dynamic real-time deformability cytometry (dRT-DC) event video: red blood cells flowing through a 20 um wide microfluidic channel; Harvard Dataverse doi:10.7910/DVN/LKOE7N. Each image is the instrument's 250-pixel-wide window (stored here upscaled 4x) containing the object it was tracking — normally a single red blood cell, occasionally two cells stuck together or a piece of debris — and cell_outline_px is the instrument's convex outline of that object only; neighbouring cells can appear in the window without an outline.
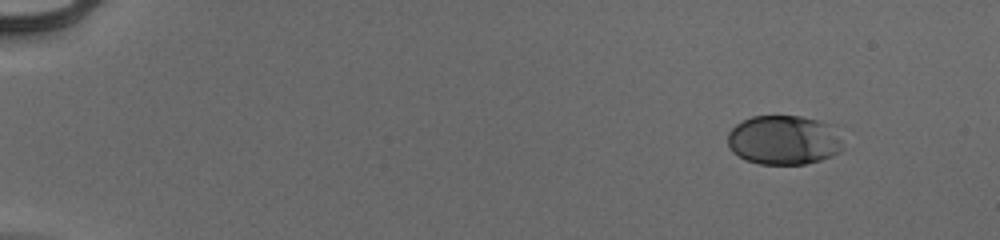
{"species": "human", "species_latin": "Homo sapiens", "temperature_condition": "cold", "stored_images_in_passage": 50, "camera_frame_rate_fps": 3000, "um_per_image_px": 0.085, "donor": {"sex": "male"}, "frame": {"image": 1, "passage_image": 1, "time_ms": 0.0, "image_size_px": [1000, 240], "cell_outline_px": [[844, 148], [832, 156], [820, 160], [804, 164], [760, 164], [748, 160], [732, 152], [728, 144], [728, 132], [736, 124], [752, 116], [800, 116], [816, 120], [828, 124], [840, 140]], "centroid_in_image_um": [66.59, 11.91], "position_along_channel_um": 18.4, "area_um2": 32.77}}
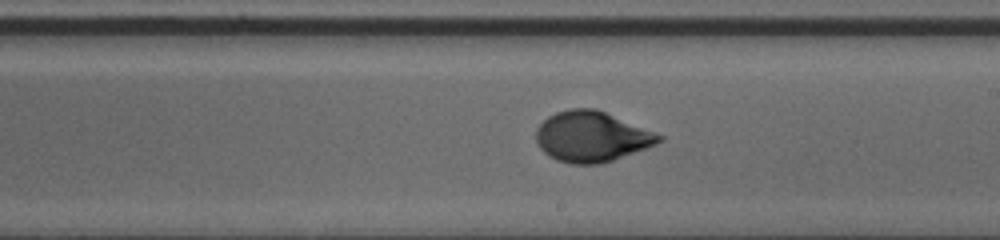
{"frame": {"image": 2, "passage_image": 29, "time_ms": 9.333, "image_size_px": [1000, 240], "cell_outline_px": [[664, 140], [656, 144], [612, 160], [600, 164], [572, 164], [556, 160], [548, 156], [536, 144], [536, 128], [548, 116], [556, 112], [568, 108], [596, 108], [664, 136]], "centroid_in_image_um": [50.25, 11.61], "position_along_channel_um": 238.7, "area_um2": 36.13}}
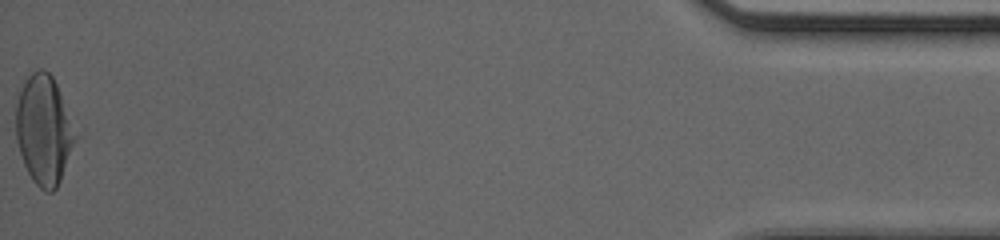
{"frame": {"image": 3, "passage_image": 50, "time_ms": 16.333, "image_size_px": [1000, 240], "cell_outline_px": [[76, 140], [60, 180], [56, 188], [52, 192], [44, 192], [32, 180], [24, 164], [16, 140], [16, 104], [20, 92], [28, 76], [32, 72], [40, 68], [44, 68], [52, 76], [56, 84], [76, 136]], "centroid_in_image_um": [3.7, 11.07], "position_along_channel_um": 431.5, "area_um2": 37.05}, "authors_computed_cell_mechanics": {"area_um2": 34.68, "velocity_mm_per_s": 3.9479, "shape_relaxation_time_tau1_ms": 3.7513, "shape_relaxation_time_tau2_ms": null, "deformation_change_tau1": 0.2002, "deformation_change_tau2": null}}